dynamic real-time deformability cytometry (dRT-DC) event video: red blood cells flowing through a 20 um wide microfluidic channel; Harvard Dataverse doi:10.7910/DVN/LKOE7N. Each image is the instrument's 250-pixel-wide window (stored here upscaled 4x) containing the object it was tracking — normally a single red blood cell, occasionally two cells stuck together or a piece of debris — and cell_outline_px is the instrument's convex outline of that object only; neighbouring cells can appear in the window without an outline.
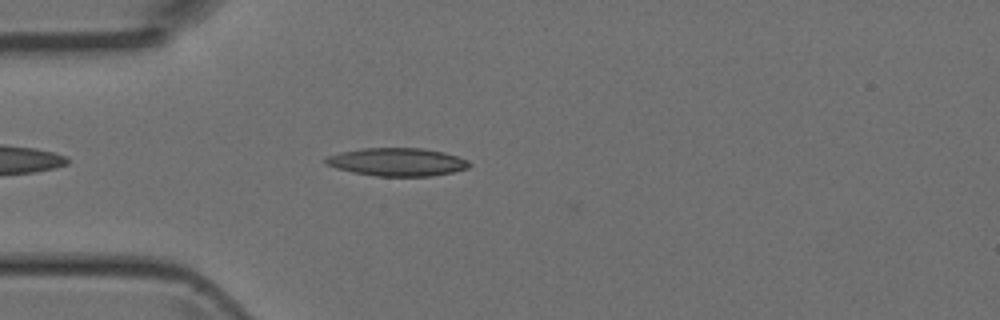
{"species": "Egyptian fruit bat (a non-hibernating species)", "species_latin": "Rousettus aegyptiacus", "temperature_condition": "room temperature", "stored_images_in_passage": 38, "camera_frame_rate_fps": 3000, "um_per_image_px": 0.085, "animal": {"sex": "female"}, "frame": {"image": 1, "passage_image": 2, "time_ms": 0.333, "image_size_px": [1000, 320], "cell_outline_px": [[472, 164], [468, 168], [452, 172], [432, 176], [376, 176], [352, 172], [336, 168], [324, 164], [324, 160], [328, 156], [340, 152], [360, 148], [424, 148], [444, 152], [468, 160]], "centroid_in_image_um": [33.75, 13.76], "position_along_channel_um": 51.2, "area_um2": 23.58}}
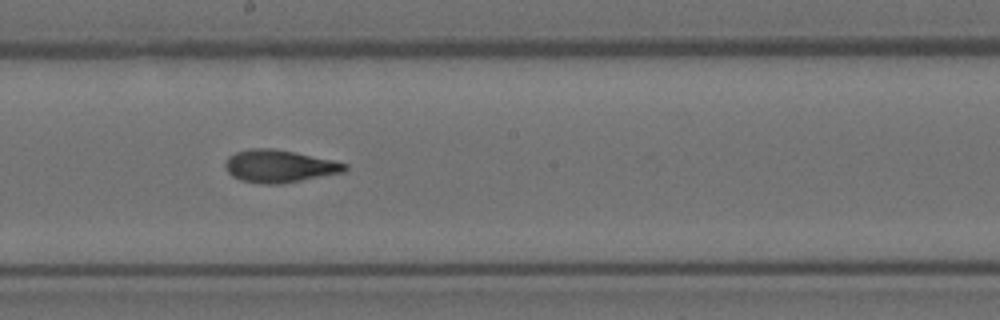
{"frame": {"image": 2, "passage_image": 15, "time_ms": 4.667, "image_size_px": [1000, 320], "cell_outline_px": [[348, 168], [344, 172], [280, 184], [264, 184], [240, 180], [232, 176], [228, 172], [224, 164], [228, 156], [236, 152], [252, 148], [272, 148], [332, 160], [348, 164]], "centroid_in_image_um": [23.72, 14.13], "position_along_channel_um": 224.5, "area_um2": 22.48}}
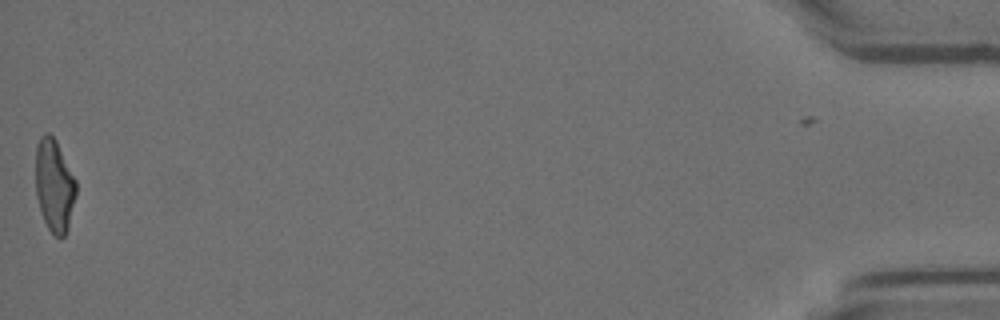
{"frame": {"image": 3, "passage_image": 37, "time_ms": 12.0, "image_size_px": [1000, 320], "cell_outline_px": [[76, 196], [68, 228], [64, 236], [60, 240], [48, 228], [44, 220], [36, 196], [36, 148], [40, 136], [44, 132], [48, 132], [56, 140], [76, 180]], "centroid_in_image_um": [4.62, 15.76], "position_along_channel_um": 430.6, "area_um2": 21.85}}